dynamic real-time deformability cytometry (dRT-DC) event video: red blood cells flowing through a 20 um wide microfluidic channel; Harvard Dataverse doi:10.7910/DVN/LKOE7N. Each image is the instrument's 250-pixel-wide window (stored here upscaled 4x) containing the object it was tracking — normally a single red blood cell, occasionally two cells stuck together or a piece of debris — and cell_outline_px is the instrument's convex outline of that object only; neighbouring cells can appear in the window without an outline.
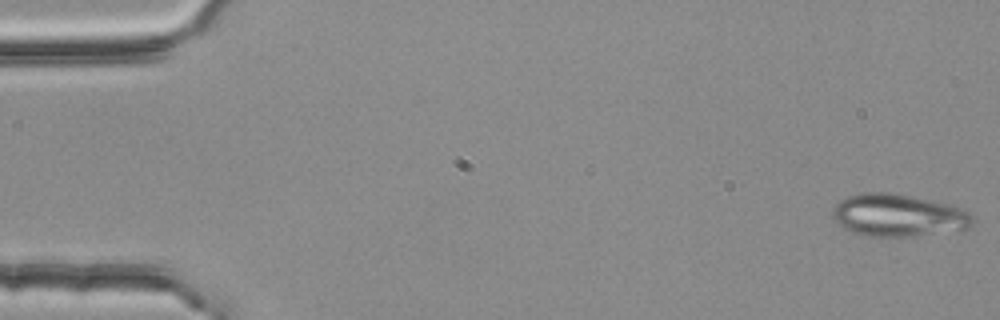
{"species": "common noctule bat (a hibernating species)", "species_latin": "Nyctalus noctula", "temperature_condition": "room temperature", "stored_images_in_passage": 6, "camera_frame_rate_fps": 3000, "um_per_image_px": 0.085, "animal": {"sex": "female", "body_mass_g": 25.1}, "frame": {"image": 1, "passage_image": 1, "time_ms": 0.0, "image_size_px": [1000, 320], "cell_outline_px": [[972, 224], [968, 228], [916, 236], [864, 236], [852, 232], [836, 224], [832, 216], [832, 208], [840, 200], [848, 196], [864, 192], [888, 192], [912, 196], [952, 204], [968, 212], [972, 216]], "centroid_in_image_um": [76.3, 18.29], "position_along_channel_um": 8.7, "area_um2": 34.74}}